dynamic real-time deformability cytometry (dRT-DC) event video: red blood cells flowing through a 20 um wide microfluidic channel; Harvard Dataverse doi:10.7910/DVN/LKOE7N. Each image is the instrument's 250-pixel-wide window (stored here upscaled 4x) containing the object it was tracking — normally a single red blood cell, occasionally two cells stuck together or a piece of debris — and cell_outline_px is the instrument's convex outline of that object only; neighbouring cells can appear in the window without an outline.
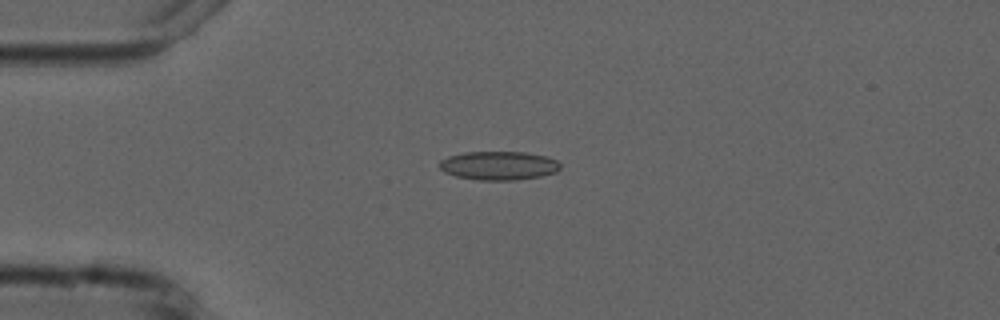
{"species": "common noctule bat (a hibernating species)", "species_latin": "Nyctalus noctula", "temperature_condition": "cold", "stored_images_in_passage": 8, "camera_frame_rate_fps": 3000, "um_per_image_px": 0.085, "animal": {"sex": "male", "forearm_length_mm": 52.5}, "frame": {"image": 1, "passage_image": 4, "time_ms": 3.667, "image_size_px": [1000, 320], "cell_outline_px": [[560, 168], [556, 172], [540, 176], [516, 180], [480, 180], [456, 176], [444, 172], [440, 168], [440, 160], [448, 156], [464, 152], [524, 152], [548, 156], [556, 160], [560, 164]], "centroid_in_image_um": [42.4, 14.07], "position_along_channel_um": 42.6, "area_um2": 20.23}}
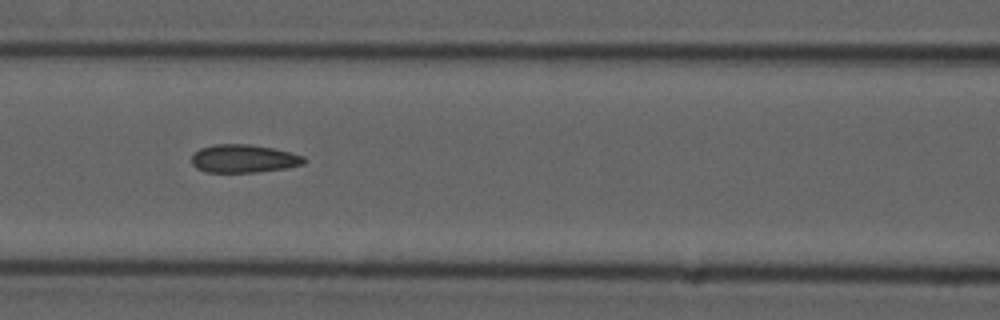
{"frame": {"image": 2, "passage_image": 7, "time_ms": 7.0, "image_size_px": [1000, 320], "cell_outline_px": [[304, 164], [288, 168], [260, 172], [204, 172], [196, 168], [192, 164], [192, 156], [200, 148], [216, 144], [248, 144], [272, 148], [304, 156]], "centroid_in_image_um": [20.7, 13.49], "position_along_channel_um": 145.9, "area_um2": 18.38}}
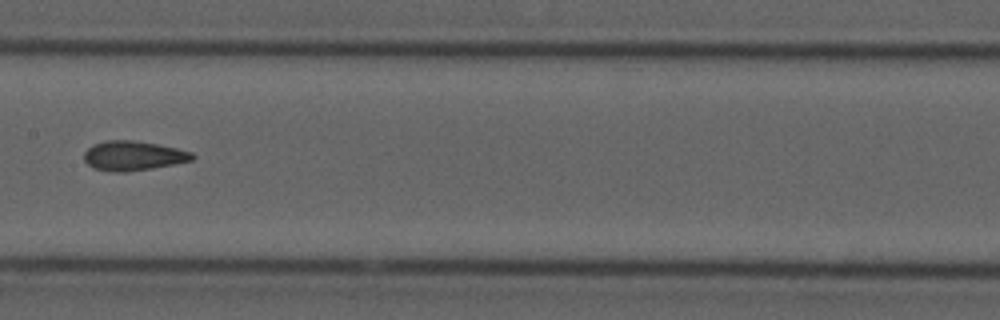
{"frame": {"image": 3, "passage_image": 8, "time_ms": 8.333, "image_size_px": [1000, 320], "cell_outline_px": [[196, 156], [192, 160], [152, 168], [124, 172], [116, 172], [92, 168], [84, 160], [84, 152], [92, 144], [108, 140], [132, 140], [156, 144], [176, 148], [192, 152]], "centroid_in_image_um": [11.29, 13.23], "position_along_channel_um": 196.1, "area_um2": 18.5}}